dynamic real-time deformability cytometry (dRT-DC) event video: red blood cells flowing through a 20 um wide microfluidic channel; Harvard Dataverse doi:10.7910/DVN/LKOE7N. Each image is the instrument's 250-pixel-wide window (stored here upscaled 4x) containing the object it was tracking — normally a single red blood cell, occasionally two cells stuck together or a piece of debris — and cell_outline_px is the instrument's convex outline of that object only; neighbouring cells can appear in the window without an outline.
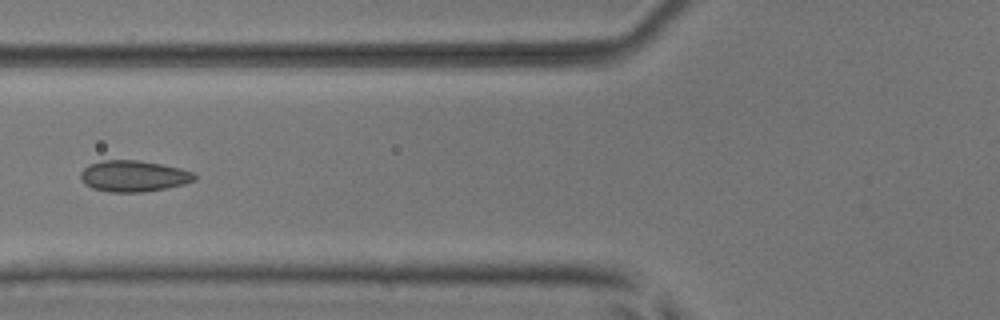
{"species": "common noctule bat (a hibernating species)", "species_latin": "Nyctalus noctula", "temperature_condition": "room temperature", "stored_images_in_passage": 6, "camera_frame_rate_fps": 3000, "um_per_image_px": 0.085, "animal": {"sex": "male", "body_mass_g": 17.9, "forearm_length_mm": 54.2}, "frame": {"image": 1, "passage_image": 6, "time_ms": 1.667, "image_size_px": [1000, 320], "cell_outline_px": [[196, 180], [184, 184], [144, 192], [108, 192], [92, 188], [84, 184], [80, 176], [80, 172], [88, 164], [104, 160], [140, 160], [180, 168], [192, 172], [196, 176]], "centroid_in_image_um": [11.32, 14.96], "position_along_channel_um": 114.5, "area_um2": 20.75}}